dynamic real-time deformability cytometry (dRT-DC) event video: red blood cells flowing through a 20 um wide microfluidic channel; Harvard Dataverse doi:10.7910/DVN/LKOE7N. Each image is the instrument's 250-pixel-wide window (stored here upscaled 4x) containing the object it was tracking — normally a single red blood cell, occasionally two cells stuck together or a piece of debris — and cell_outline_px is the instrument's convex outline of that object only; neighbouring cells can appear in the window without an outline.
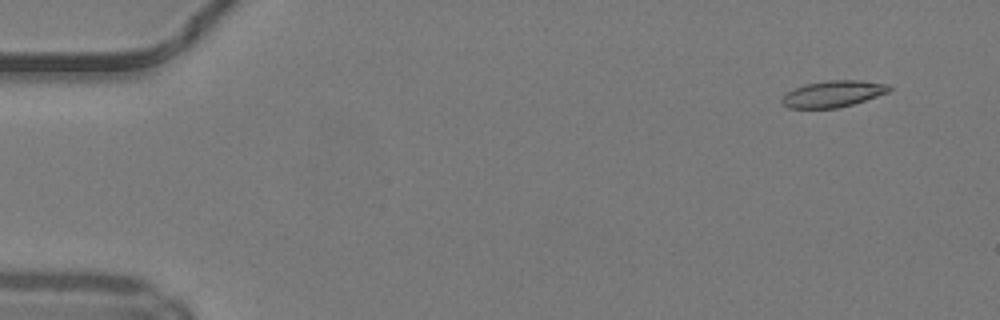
{"species": "common noctule bat (a hibernating species)", "species_latin": "Nyctalus noctula", "temperature_condition": "warm", "stored_images_in_passage": 48, "camera_frame_rate_fps": 3000, "um_per_image_px": 0.085, "animal": {"sex": "male", "body_mass_g": 19.2, "forearm_length_mm": 51.8}, "frame": {"image": 1, "passage_image": 2, "time_ms": 0.333, "image_size_px": [1000, 320], "cell_outline_px": [[892, 88], [888, 92], [852, 104], [836, 108], [788, 108], [780, 100], [788, 92], [804, 84], [828, 80], [860, 80], [888, 84]], "centroid_in_image_um": [70.81, 7.97], "position_along_channel_um": 14.2, "area_um2": 16.3}}
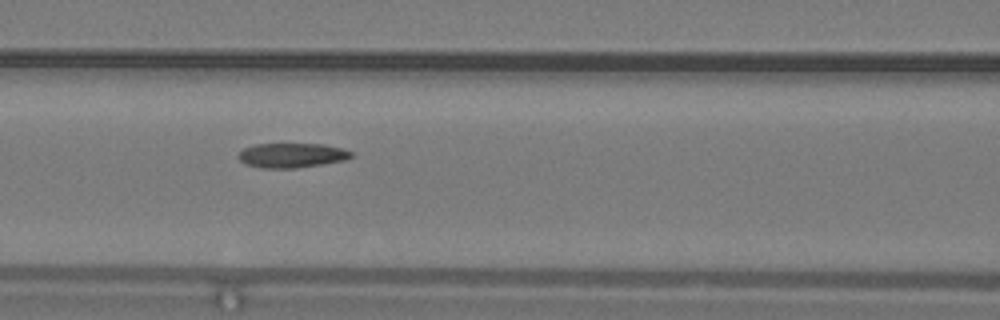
{"frame": {"image": 2, "passage_image": 20, "time_ms": 6.333, "image_size_px": [1000, 320], "cell_outline_px": [[352, 156], [344, 160], [296, 168], [260, 168], [244, 164], [236, 156], [244, 148], [256, 144], [324, 144], [344, 148], [352, 152]], "centroid_in_image_um": [24.77, 13.2], "position_along_channel_um": 141.8, "area_um2": 16.18}}
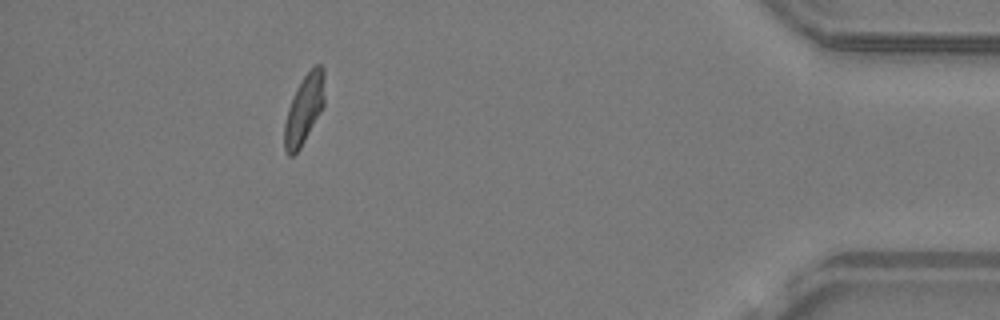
{"frame": {"image": 3, "passage_image": 43, "time_ms": 14.0, "image_size_px": [1000, 320], "cell_outline_px": [[324, 104], [320, 112], [300, 148], [292, 156], [288, 156], [284, 148], [284, 124], [288, 108], [292, 96], [296, 88], [304, 76], [316, 64], [320, 64], [324, 68]], "centroid_in_image_um": [25.84, 9.28], "position_along_channel_um": 409.4, "area_um2": 16.07}, "authors_computed_cell_mechanics": {"area_um2": 16.5308, "velocity_mm_per_s": 4.2129, "shape_relaxation_time_tau1_ms": 5.1861, "shape_relaxation_time_tau2_ms": 2.9016, "deformation_change_tau1": 0.1808, "deformation_change_tau2": 0.0852}}